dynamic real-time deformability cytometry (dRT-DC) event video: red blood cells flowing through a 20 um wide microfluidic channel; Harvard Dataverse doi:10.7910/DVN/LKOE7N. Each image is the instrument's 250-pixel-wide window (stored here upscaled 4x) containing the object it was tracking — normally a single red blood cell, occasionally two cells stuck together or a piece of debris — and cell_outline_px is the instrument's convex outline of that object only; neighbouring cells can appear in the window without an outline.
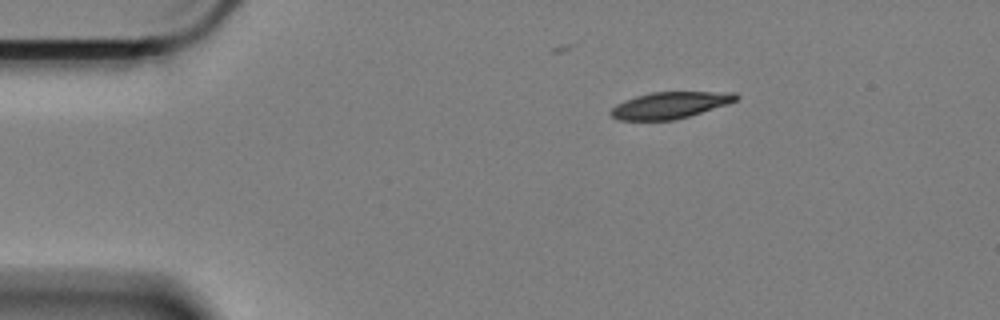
{"species": "Egyptian fruit bat (a non-hibernating species)", "species_latin": "Rousettus aegyptiacus", "temperature_condition": "cold", "stored_images_in_passage": 50, "camera_frame_rate_fps": 3000, "um_per_image_px": 0.085, "animal": {"sex": "female"}, "frame": {"image": 1, "passage_image": 1, "time_ms": 0.0, "image_size_px": [1000, 320], "cell_outline_px": [[740, 96], [736, 100], [728, 104], [688, 116], [672, 120], [616, 120], [608, 112], [616, 104], [624, 100], [636, 96], [652, 92], [736, 92]], "centroid_in_image_um": [56.93, 8.94], "position_along_channel_um": 28.1, "area_um2": 19.36}}
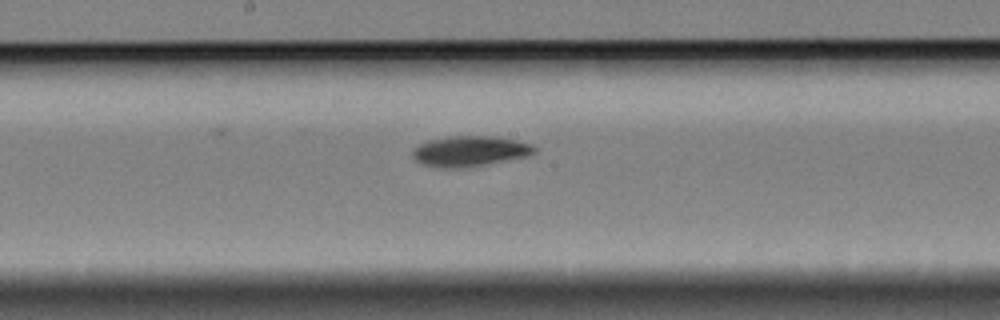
{"frame": {"image": 2, "passage_image": 22, "time_ms": 7.0, "image_size_px": [1000, 320], "cell_outline_px": [[536, 152], [528, 156], [480, 164], [452, 168], [444, 168], [424, 164], [416, 160], [412, 156], [412, 152], [420, 144], [428, 140], [448, 136], [492, 136], [516, 140], [532, 144], [536, 148]], "centroid_in_image_um": [39.94, 12.82], "position_along_channel_um": 208.3, "area_um2": 21.1}}
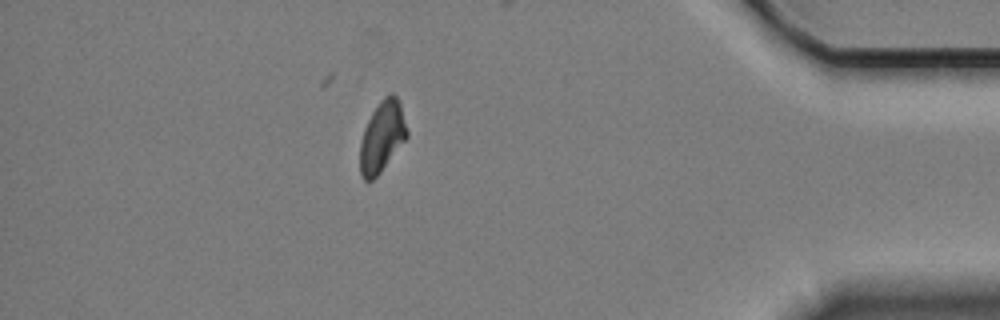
{"frame": {"image": 3, "passage_image": 43, "time_ms": 14.0, "image_size_px": [1000, 320], "cell_outline_px": [[408, 136], [380, 172], [372, 180], [364, 180], [360, 176], [360, 140], [364, 128], [372, 112], [380, 100], [388, 92], [392, 92], [396, 96], [400, 104], [408, 132]], "centroid_in_image_um": [32.46, 11.59], "position_along_channel_um": 402.7, "area_um2": 19.31}, "authors_computed_cell_mechanics": {"area_um2": 20.519, "velocity_mm_per_s": 3.3648, "shape_relaxation_time_tau1_ms": 8.3507, "shape_relaxation_time_tau2_ms": null, "deformation_change_tau1": 0.1532, "deformation_change_tau2": null}}